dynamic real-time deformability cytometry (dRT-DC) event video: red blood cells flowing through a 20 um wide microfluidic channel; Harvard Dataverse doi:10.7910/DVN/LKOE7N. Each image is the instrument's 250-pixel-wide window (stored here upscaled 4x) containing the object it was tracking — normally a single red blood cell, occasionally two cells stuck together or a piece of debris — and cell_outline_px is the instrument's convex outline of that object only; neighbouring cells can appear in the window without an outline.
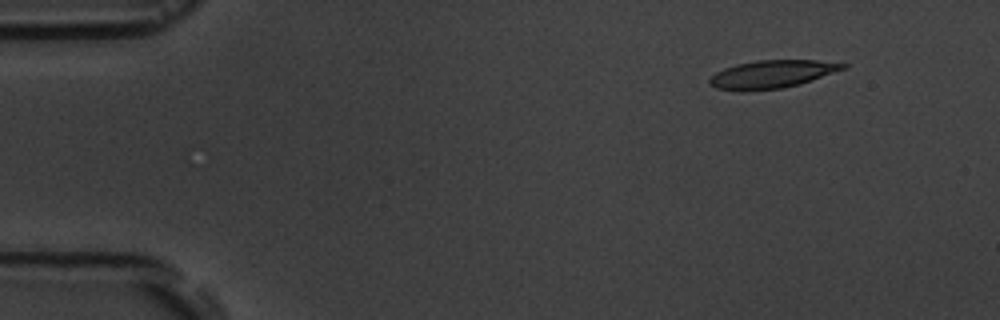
{"species": "common noctule bat (a hibernating species)", "species_latin": "Nyctalus noctula", "temperature_condition": "room temperature", "stored_images_in_passage": 5, "camera_frame_rate_fps": 3000, "um_per_image_px": 0.085, "animal": {"sex": "male", "body_mass_g": 19.5, "forearm_length_mm": 54.6}, "frame": {"image": 1, "passage_image": 2, "time_ms": 1.333, "image_size_px": [1000, 320], "cell_outline_px": [[848, 68], [800, 84], [780, 88], [744, 92], [740, 92], [716, 88], [708, 80], [716, 72], [724, 68], [736, 64], [756, 60], [816, 60], [848, 64]], "centroid_in_image_um": [65.62, 6.31], "position_along_channel_um": 19.4, "area_um2": 21.85}}
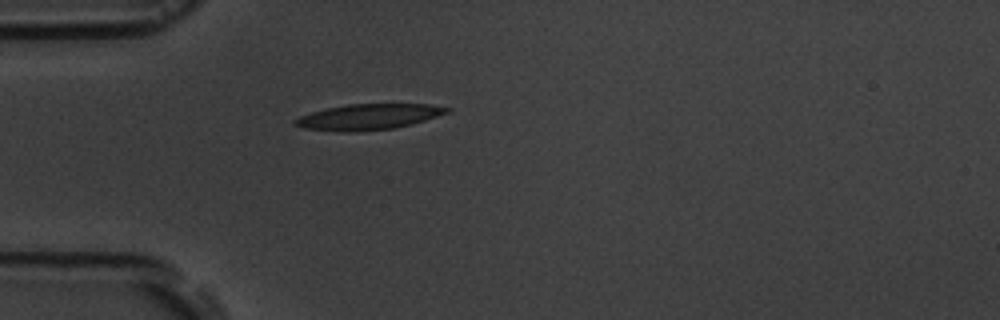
{"frame": {"image": 2, "passage_image": 5, "time_ms": 4.667, "image_size_px": [1000, 320], "cell_outline_px": [[452, 108], [448, 112], [412, 124], [392, 128], [356, 132], [344, 132], [304, 128], [292, 124], [292, 120], [300, 116], [312, 112], [328, 108], [348, 104], [432, 104]], "centroid_in_image_um": [31.3, 9.93], "position_along_channel_um": 53.7, "area_um2": 22.66}}